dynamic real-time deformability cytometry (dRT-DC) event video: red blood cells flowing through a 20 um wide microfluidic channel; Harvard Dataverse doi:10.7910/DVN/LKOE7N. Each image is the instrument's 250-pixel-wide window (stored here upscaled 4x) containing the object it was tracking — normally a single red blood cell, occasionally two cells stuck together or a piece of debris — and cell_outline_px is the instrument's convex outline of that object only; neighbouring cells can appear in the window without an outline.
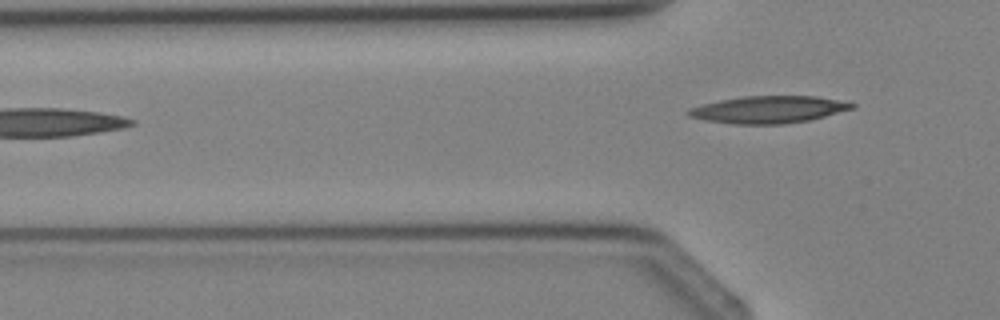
{"species": "Egyptian fruit bat (a non-hibernating species)", "species_latin": "Rousettus aegyptiacus", "temperature_condition": "cold", "stored_images_in_passage": 4, "camera_frame_rate_fps": 3000, "um_per_image_px": 0.085, "animal": {"sex": "female"}, "frame": {"image": 1, "passage_image": 4, "time_ms": 4.333, "image_size_px": [1000, 320], "cell_outline_px": [[856, 108], [812, 120], [784, 124], [732, 124], [704, 120], [688, 116], [684, 112], [692, 108], [704, 104], [720, 100], [744, 96], [816, 96], [856, 104]], "centroid_in_image_um": [65.35, 9.32], "position_along_channel_um": 60.5, "area_um2": 25.95}}